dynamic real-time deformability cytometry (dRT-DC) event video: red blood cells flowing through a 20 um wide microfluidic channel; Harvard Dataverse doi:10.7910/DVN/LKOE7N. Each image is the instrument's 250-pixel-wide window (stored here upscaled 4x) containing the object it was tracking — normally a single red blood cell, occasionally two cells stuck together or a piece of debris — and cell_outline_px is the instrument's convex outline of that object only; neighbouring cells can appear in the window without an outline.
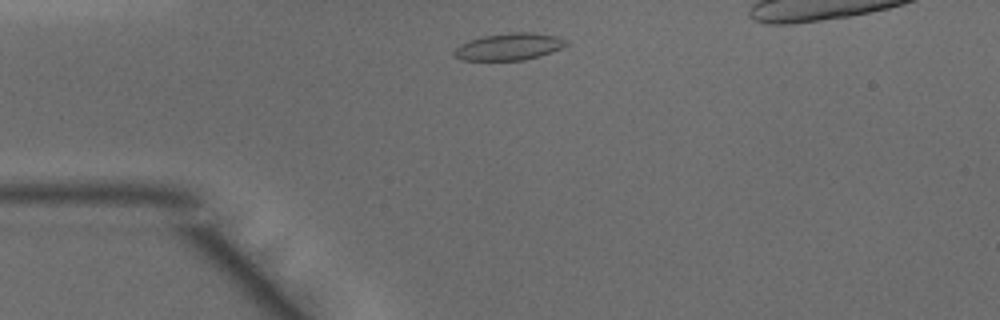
{"species": "common noctule bat (a hibernating species)", "species_latin": "Nyctalus noctula", "temperature_condition": "warm", "stored_images_in_passage": 35, "camera_frame_rate_fps": 3000, "um_per_image_px": 0.085, "animal": {"sex": "male", "body_mass_g": 15.6}, "frame": {"image": 1, "passage_image": 3, "time_ms": 0.667, "image_size_px": [1000, 320], "cell_outline_px": [[568, 44], [560, 48], [540, 56], [524, 60], [460, 60], [452, 56], [452, 52], [460, 44], [484, 36], [516, 32], [532, 32], [556, 36], [568, 40]], "centroid_in_image_um": [43.26, 3.98], "position_along_channel_um": 41.7, "area_um2": 17.51}}
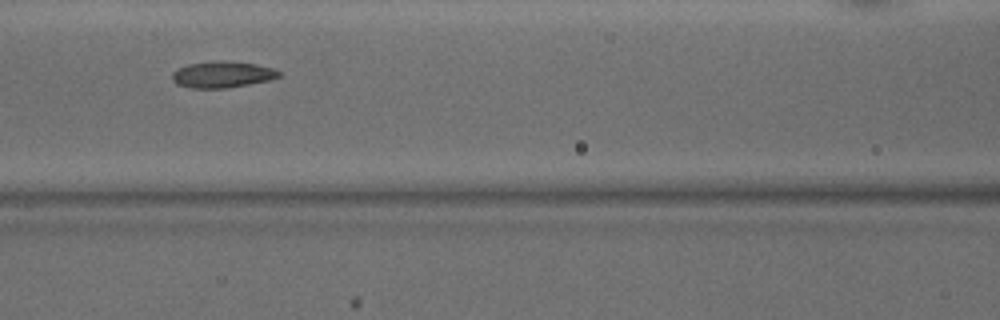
{"frame": {"image": 2, "passage_image": 12, "time_ms": 3.667, "image_size_px": [1000, 320], "cell_outline_px": [[280, 76], [268, 80], [248, 84], [224, 88], [188, 88], [176, 84], [172, 80], [172, 72], [188, 64], [220, 60], [256, 64], [272, 68], [280, 72]], "centroid_in_image_um": [18.86, 6.33], "position_along_channel_um": 147.7, "area_um2": 16.24}}
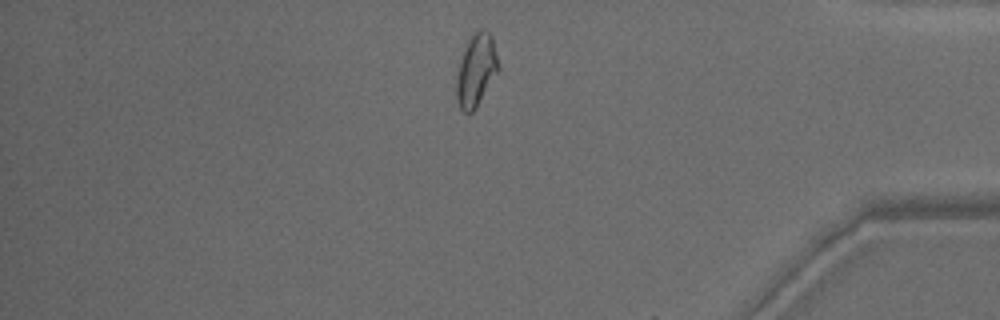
{"frame": {"image": 3, "passage_image": 32, "time_ms": 10.333, "image_size_px": [1000, 320], "cell_outline_px": [[500, 68], [476, 108], [472, 112], [464, 112], [460, 108], [456, 100], [456, 76], [460, 60], [464, 48], [468, 40], [480, 28], [484, 28], [492, 36]], "centroid_in_image_um": [40.47, 5.97], "position_along_channel_um": 394.7, "area_um2": 17.69}, "authors_computed_cell_mechanics": {"area_um2": 16.2418, "velocity_mm_per_s": 4.1668, "shape_relaxation_time_tau1_ms": null, "shape_relaxation_time_tau2_ms": 3.3699, "deformation_change_tau1": null, "deformation_change_tau2": 0.0953}}